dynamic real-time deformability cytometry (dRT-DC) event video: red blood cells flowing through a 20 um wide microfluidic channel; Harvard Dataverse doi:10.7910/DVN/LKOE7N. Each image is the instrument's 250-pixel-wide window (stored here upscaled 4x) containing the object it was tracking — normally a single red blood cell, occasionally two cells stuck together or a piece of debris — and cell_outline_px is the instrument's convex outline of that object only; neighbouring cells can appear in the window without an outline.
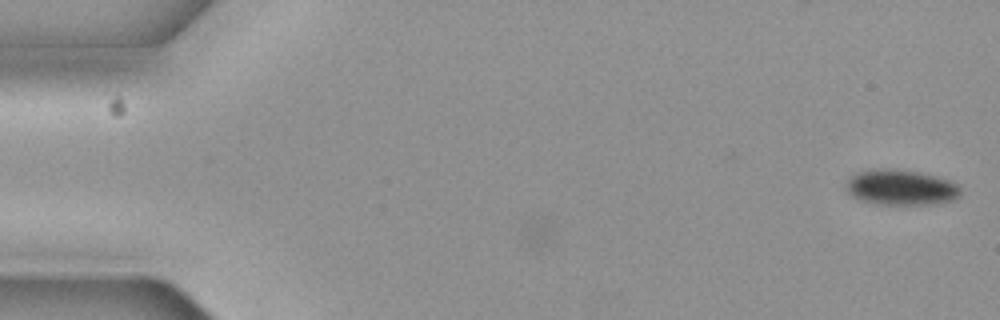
{"species": "common noctule bat (a hibernating species)", "species_latin": "Nyctalus noctula", "temperature_condition": "cold", "stored_images_in_passage": 2, "camera_frame_rate_fps": 3000, "um_per_image_px": 0.085, "animal": {"sex": "female", "body_mass_g": 19.3, "forearm_length_mm": 54.1}, "frame": {"image": 1, "passage_image": 2, "time_ms": 0.333, "image_size_px": [1000, 320], "cell_outline_px": [[960, 192], [952, 200], [936, 204], [876, 204], [860, 200], [848, 192], [848, 180], [856, 172], [876, 168], [900, 168], [920, 172], [948, 180], [960, 188]], "centroid_in_image_um": [76.55, 15.91], "position_along_channel_um": 8.4, "area_um2": 23.47}}